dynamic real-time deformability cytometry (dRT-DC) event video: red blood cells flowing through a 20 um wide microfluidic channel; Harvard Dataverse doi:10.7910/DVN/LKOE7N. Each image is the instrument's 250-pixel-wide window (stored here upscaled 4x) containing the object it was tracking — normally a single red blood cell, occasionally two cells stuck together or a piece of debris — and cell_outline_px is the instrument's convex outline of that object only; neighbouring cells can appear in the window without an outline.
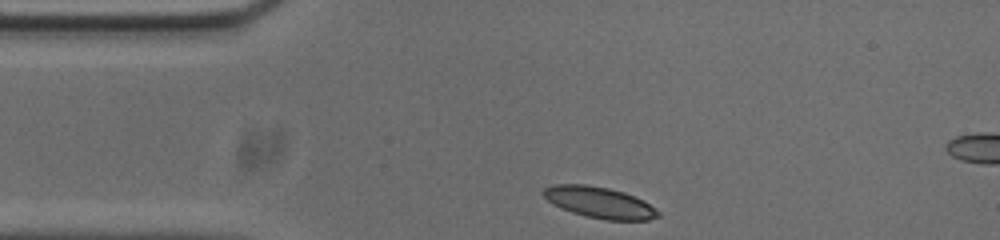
{"species": "common noctule bat (a hibernating species)", "species_latin": "Nyctalus noctula", "temperature_condition": "cold", "stored_images_in_passage": 33, "camera_frame_rate_fps": 3000, "um_per_image_px": 0.085, "animal": {"sex": "male", "body_mass_g": 20.0, "forearm_length_mm": 53.3}, "frame": {"image": 1, "passage_image": 1, "time_ms": 0.0, "image_size_px": [1000, 240], "cell_outline_px": [[660, 216], [648, 220], [604, 220], [572, 212], [560, 208], [552, 204], [540, 192], [544, 188], [552, 184], [584, 184], [608, 188], [624, 192], [644, 200], [656, 208], [660, 212]], "centroid_in_image_um": [50.95, 17.2], "position_along_channel_um": 34.0, "area_um2": 20.98}}
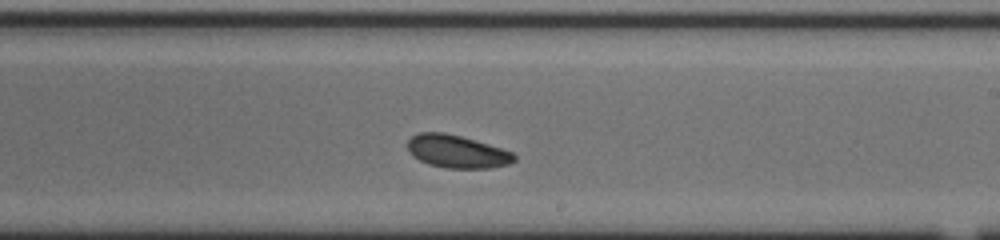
{"frame": {"image": 2, "passage_image": 21, "time_ms": 6.667, "image_size_px": [1000, 240], "cell_outline_px": [[516, 160], [508, 164], [488, 168], [448, 168], [428, 164], [412, 156], [408, 152], [408, 140], [412, 136], [420, 132], [444, 132], [460, 136], [488, 144], [512, 152], [516, 156]], "centroid_in_image_um": [38.82, 12.88], "position_along_channel_um": 250.2, "area_um2": 20.29}}
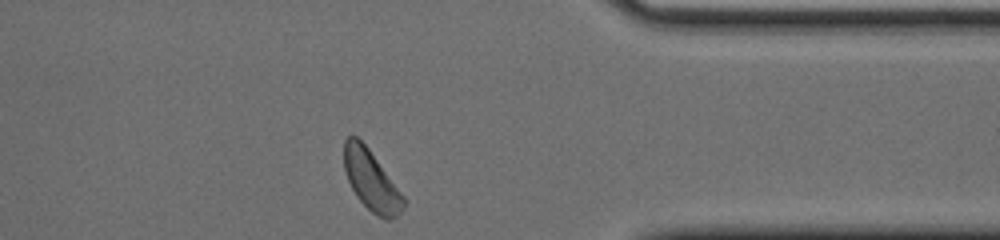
{"frame": {"image": 3, "passage_image": 33, "time_ms": 10.667, "image_size_px": [1000, 240], "cell_outline_px": [[408, 200], [404, 208], [396, 216], [388, 220], [384, 220], [376, 216], [356, 196], [348, 180], [344, 168], [344, 140], [348, 136], [356, 136], [368, 148]], "centroid_in_image_um": [31.59, 15.37], "position_along_channel_um": 379.8, "area_um2": 20.92}}